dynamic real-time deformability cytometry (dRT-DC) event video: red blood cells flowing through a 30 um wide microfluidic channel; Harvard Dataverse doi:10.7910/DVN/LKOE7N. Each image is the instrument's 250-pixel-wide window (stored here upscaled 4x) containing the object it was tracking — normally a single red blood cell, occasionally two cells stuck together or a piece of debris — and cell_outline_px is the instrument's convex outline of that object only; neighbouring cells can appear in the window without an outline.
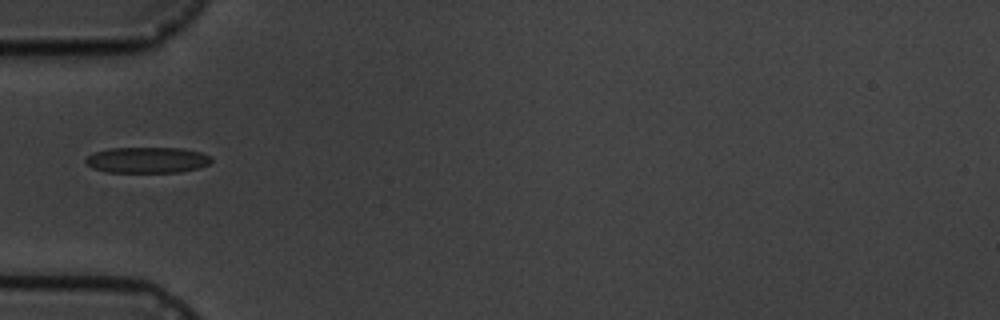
{"species": "common noctule bat (a hibernating species)", "species_latin": "Nyctalus noctula", "temperature_condition": "cold", "stored_images_in_passage": 8, "camera_frame_rate_fps": 3000, "um_per_image_px": 0.085, "animal": {"sex": "male", "body_mass_g": 19.5, "forearm_length_mm": 54.6}, "frame": {"image": 1, "passage_image": 5, "time_ms": 5.0, "image_size_px": [1000, 320], "cell_outline_px": [[212, 160], [208, 164], [200, 168], [180, 172], [108, 172], [92, 168], [84, 160], [88, 156], [96, 152], [108, 148], [184, 148], [200, 152], [212, 156]], "centroid_in_image_um": [12.55, 13.6], "position_along_channel_um": 72.4, "area_um2": 19.02}}
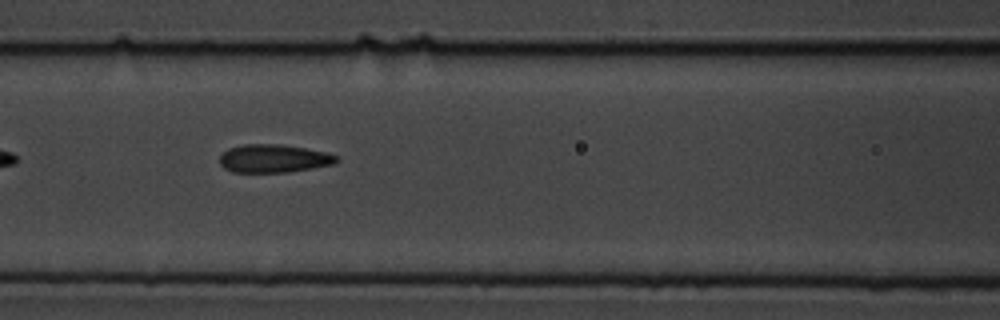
{"frame": {"image": 2, "passage_image": 7, "time_ms": 7.0, "image_size_px": [1000, 320], "cell_outline_px": [[340, 160], [332, 164], [312, 168], [288, 172], [232, 172], [224, 168], [220, 164], [220, 156], [228, 148], [244, 144], [280, 144], [328, 152], [340, 156]], "centroid_in_image_um": [23.29, 13.47], "position_along_channel_um": 143.3, "area_um2": 19.25}}
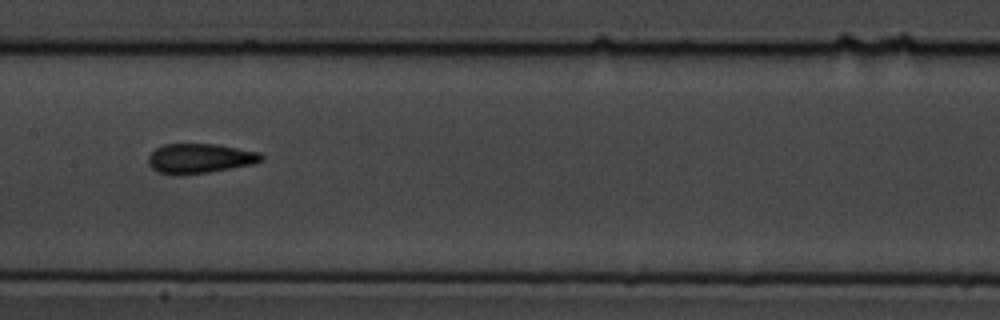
{"frame": {"image": 3, "passage_image": 8, "time_ms": 8.333, "image_size_px": [1000, 320], "cell_outline_px": [[264, 160], [256, 164], [208, 172], [180, 176], [172, 176], [156, 172], [148, 164], [148, 156], [156, 148], [164, 144], [216, 144], [260, 152], [264, 156]], "centroid_in_image_um": [16.98, 13.48], "position_along_channel_um": 190.4, "area_um2": 20.0}}